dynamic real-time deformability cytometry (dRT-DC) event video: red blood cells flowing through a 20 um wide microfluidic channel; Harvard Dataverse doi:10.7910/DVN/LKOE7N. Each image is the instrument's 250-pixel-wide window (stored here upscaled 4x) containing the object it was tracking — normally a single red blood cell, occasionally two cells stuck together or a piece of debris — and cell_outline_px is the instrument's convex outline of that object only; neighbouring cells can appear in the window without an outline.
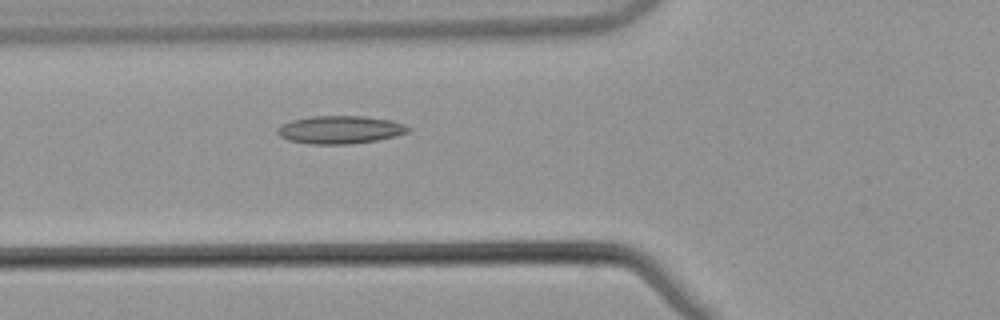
{"species": "common noctule bat (a hibernating species)", "species_latin": "Nyctalus noctula", "temperature_condition": "warm", "stored_images_in_passage": 3, "camera_frame_rate_fps": 3000, "um_per_image_px": 0.085, "animal": {"sex": "male", "body_mass_g": 21.5, "forearm_length_mm": 52.0}, "frame": {"image": 1, "passage_image": 3, "time_ms": 0.667, "image_size_px": [1000, 320], "cell_outline_px": [[412, 128], [408, 132], [396, 136], [376, 140], [352, 144], [308, 144], [288, 140], [280, 136], [276, 132], [276, 128], [280, 124], [292, 120], [312, 116], [364, 116], [388, 120], [404, 124]], "centroid_in_image_um": [28.87, 11.03], "position_along_channel_um": 96.9, "area_um2": 21.39}}